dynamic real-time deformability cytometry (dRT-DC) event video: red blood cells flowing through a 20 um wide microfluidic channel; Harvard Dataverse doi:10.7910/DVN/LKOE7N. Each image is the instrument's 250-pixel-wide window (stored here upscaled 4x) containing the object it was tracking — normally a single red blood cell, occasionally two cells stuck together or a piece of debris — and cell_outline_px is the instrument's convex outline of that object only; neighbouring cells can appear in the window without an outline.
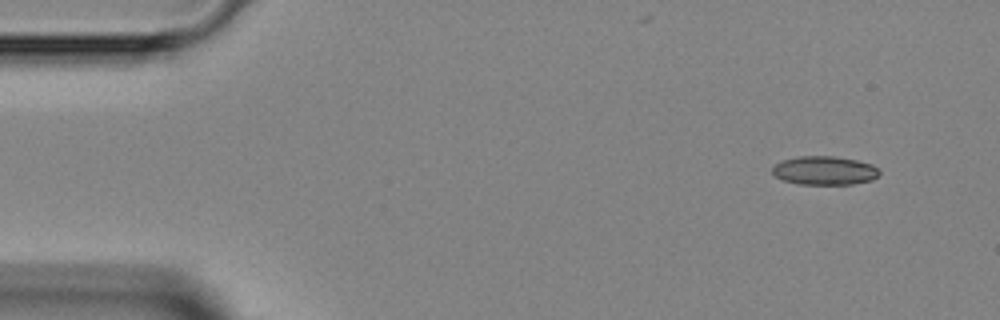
{"species": "Egyptian fruit bat (a non-hibernating species)", "species_latin": "Rousettus aegyptiacus", "temperature_condition": "room temperature", "stored_images_in_passage": 3, "camera_frame_rate_fps": 3000, "um_per_image_px": 0.085, "animal": {"sex": "female"}, "frame": {"image": 1, "passage_image": 1, "time_ms": 0.0, "image_size_px": [1000, 320], "cell_outline_px": [[880, 176], [872, 180], [852, 184], [800, 184], [784, 180], [776, 176], [772, 172], [772, 168], [776, 164], [784, 160], [796, 156], [836, 156], [856, 160], [872, 164], [880, 168]], "centroid_in_image_um": [70.14, 14.49], "position_along_channel_um": 14.9, "area_um2": 17.98}}
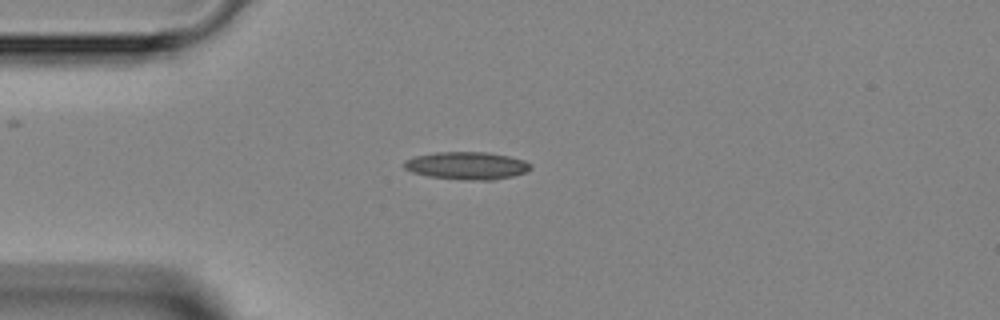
{"frame": {"image": 2, "passage_image": 3, "time_ms": 2.667, "image_size_px": [1000, 320], "cell_outline_px": [[532, 168], [524, 172], [512, 176], [492, 180], [468, 180], [428, 176], [412, 172], [404, 168], [404, 160], [412, 156], [436, 152], [488, 152], [508, 156], [524, 160], [532, 164]], "centroid_in_image_um": [39.66, 14.07], "position_along_channel_um": 45.3, "area_um2": 20.4}}